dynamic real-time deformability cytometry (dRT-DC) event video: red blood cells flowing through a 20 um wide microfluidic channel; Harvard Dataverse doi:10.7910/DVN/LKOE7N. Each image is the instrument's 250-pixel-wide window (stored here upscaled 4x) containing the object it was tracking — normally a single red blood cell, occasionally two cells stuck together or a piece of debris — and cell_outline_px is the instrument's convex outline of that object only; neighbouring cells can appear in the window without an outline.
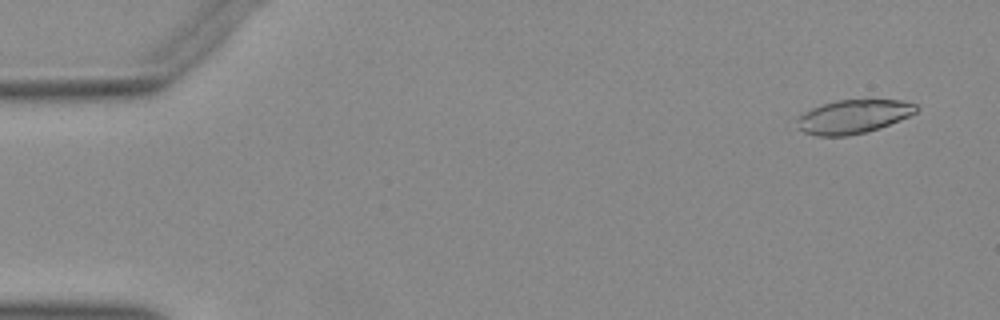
{"species": "Egyptian fruit bat (a non-hibernating species)", "species_latin": "Rousettus aegyptiacus", "temperature_condition": "warm", "stored_images_in_passage": 20, "camera_frame_rate_fps": 3000, "um_per_image_px": 0.085, "animal": {"sex": "female"}, "frame": {"image": 1, "passage_image": 3, "time_ms": 0.667, "image_size_px": [1000, 320], "cell_outline_px": [[920, 108], [916, 112], [900, 120], [864, 132], [848, 136], [816, 136], [804, 132], [796, 128], [800, 116], [804, 112], [820, 104], [836, 100], [900, 100], [916, 104]], "centroid_in_image_um": [72.51, 9.9], "position_along_channel_um": 12.5, "area_um2": 23.24}}
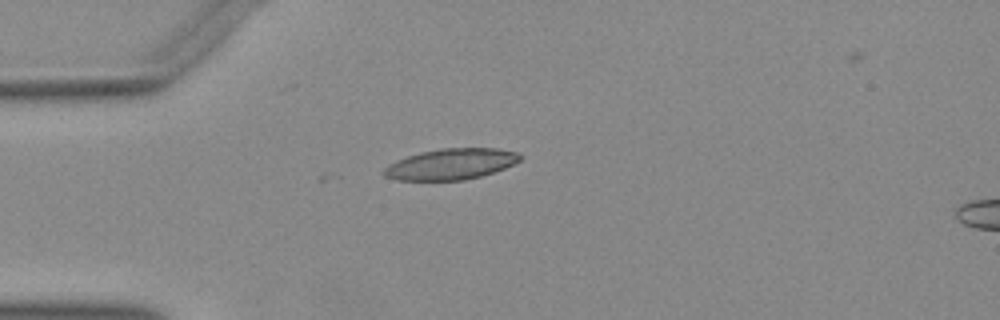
{"frame": {"image": 2, "passage_image": 14, "time_ms": 4.333, "image_size_px": [1000, 320], "cell_outline_px": [[520, 160], [504, 168], [480, 176], [464, 180], [396, 180], [384, 176], [380, 172], [388, 164], [396, 160], [420, 152], [440, 148], [496, 148], [516, 152], [520, 156]], "centroid_in_image_um": [38.26, 13.95], "position_along_channel_um": 46.7, "area_um2": 24.45}}
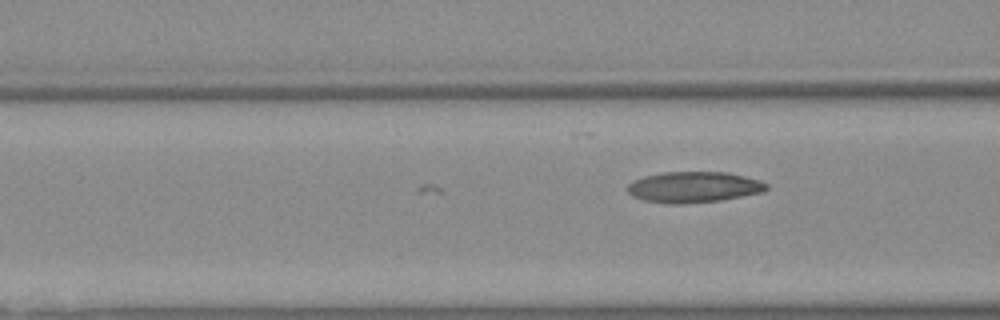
{"frame": {"image": 3, "passage_image": 20, "time_ms": 6.333, "image_size_px": [1000, 320], "cell_outline_px": [[768, 188], [764, 192], [720, 200], [680, 204], [672, 204], [644, 200], [632, 196], [628, 192], [628, 184], [632, 180], [644, 176], [664, 172], [728, 172], [760, 180], [768, 184]], "centroid_in_image_um": [58.97, 15.9], "position_along_channel_um": 107.6, "area_um2": 25.03}}